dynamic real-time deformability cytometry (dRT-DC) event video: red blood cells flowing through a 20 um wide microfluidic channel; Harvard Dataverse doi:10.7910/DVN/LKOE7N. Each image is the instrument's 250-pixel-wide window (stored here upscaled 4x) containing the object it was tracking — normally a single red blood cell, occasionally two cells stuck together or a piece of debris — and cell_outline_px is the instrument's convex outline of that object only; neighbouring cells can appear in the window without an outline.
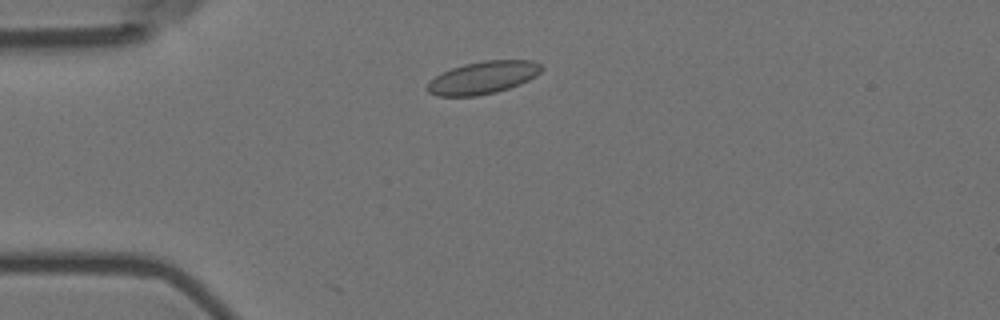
{"species": "Egyptian fruit bat (a non-hibernating species)", "species_latin": "Rousettus aegyptiacus", "temperature_condition": "room temperature", "stored_images_in_passage": 47, "camera_frame_rate_fps": 3000, "um_per_image_px": 0.085, "animal": {"sex": "female"}, "frame": {"image": 1, "passage_image": 4, "time_ms": 1.0, "image_size_px": [1000, 320], "cell_outline_px": [[544, 68], [536, 76], [520, 84], [496, 92], [476, 96], [436, 96], [428, 92], [428, 84], [436, 76], [452, 68], [464, 64], [484, 60], [532, 60], [540, 64]], "centroid_in_image_um": [41.09, 6.59], "position_along_channel_um": 43.9, "area_um2": 21.5}}
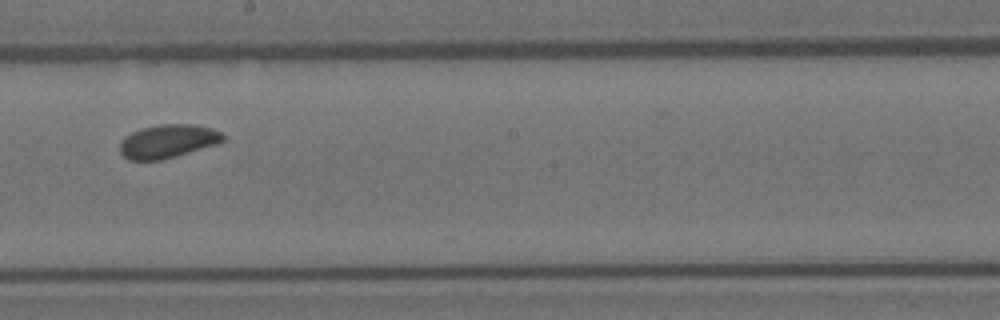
{"frame": {"image": 2, "passage_image": 22, "time_ms": 7.0, "image_size_px": [1000, 320], "cell_outline_px": [[224, 140], [216, 144], [176, 156], [160, 160], [128, 160], [120, 152], [120, 144], [132, 132], [140, 128], [160, 124], [188, 124], [212, 128], [220, 132], [224, 136]], "centroid_in_image_um": [14.26, 12.01], "position_along_channel_um": 233.9, "area_um2": 19.83}}
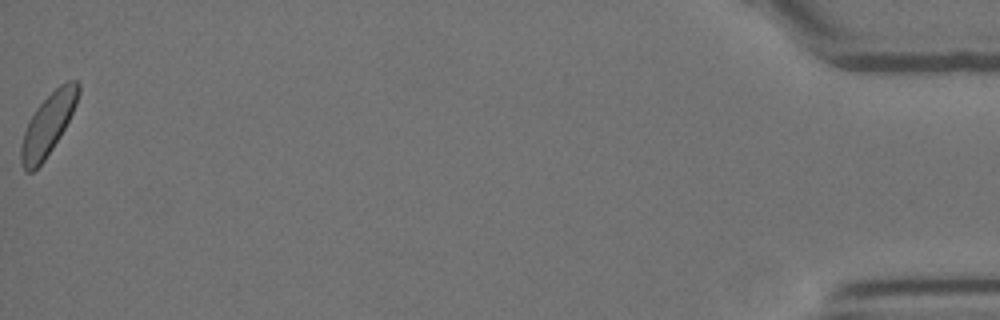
{"frame": {"image": 3, "passage_image": 47, "time_ms": 15.333, "image_size_px": [1000, 320], "cell_outline_px": [[80, 92], [76, 104], [60, 136], [44, 160], [32, 172], [24, 172], [20, 160], [20, 148], [24, 132], [28, 120], [36, 108], [60, 84], [68, 80], [76, 80], [80, 84]], "centroid_in_image_um": [4.06, 10.58], "position_along_channel_um": 431.1, "area_um2": 20.29}, "authors_computed_cell_mechanics": {"area_um2": 20.2878, "velocity_mm_per_s": 3.5344, "shape_relaxation_time_tau1_ms": 3.1646, "shape_relaxation_time_tau2_ms": null, "deformation_change_tau1": 0.075, "deformation_change_tau2": null}}